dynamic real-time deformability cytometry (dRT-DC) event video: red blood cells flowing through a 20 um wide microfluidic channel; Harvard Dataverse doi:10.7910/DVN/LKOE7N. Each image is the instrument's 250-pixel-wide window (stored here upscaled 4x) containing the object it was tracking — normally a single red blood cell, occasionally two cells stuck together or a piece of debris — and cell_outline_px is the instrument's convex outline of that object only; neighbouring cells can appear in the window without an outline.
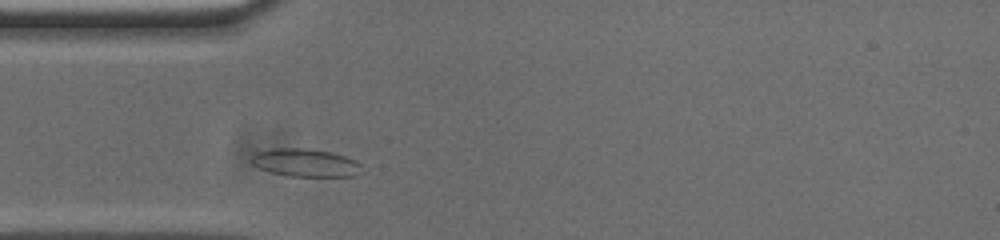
{"species": "common noctule bat (a hibernating species)", "species_latin": "Nyctalus noctula", "temperature_condition": "cold", "stored_images_in_passage": 32, "camera_frame_rate_fps": 3000, "um_per_image_px": 0.085, "animal": {"sex": "male", "body_mass_g": 20.0, "forearm_length_mm": 53.3}, "frame": {"image": 1, "passage_image": 4, "time_ms": 1.0, "image_size_px": [1000, 240], "cell_outline_px": [[364, 172], [356, 176], [288, 176], [272, 172], [260, 168], [252, 164], [252, 156], [256, 152], [276, 148], [308, 148], [332, 152], [356, 160], [360, 164]], "centroid_in_image_um": [26.02, 13.83], "position_along_channel_um": 59.0, "area_um2": 18.03}}
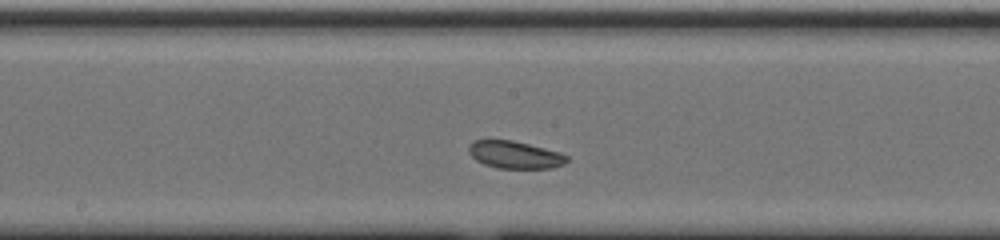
{"frame": {"image": 2, "passage_image": 16, "time_ms": 5.0, "image_size_px": [1000, 240], "cell_outline_px": [[568, 160], [564, 164], [552, 168], [496, 168], [484, 164], [476, 160], [468, 152], [468, 148], [472, 140], [512, 140], [560, 152], [568, 156]], "centroid_in_image_um": [43.75, 13.16], "position_along_channel_um": 204.4, "area_um2": 15.66}}
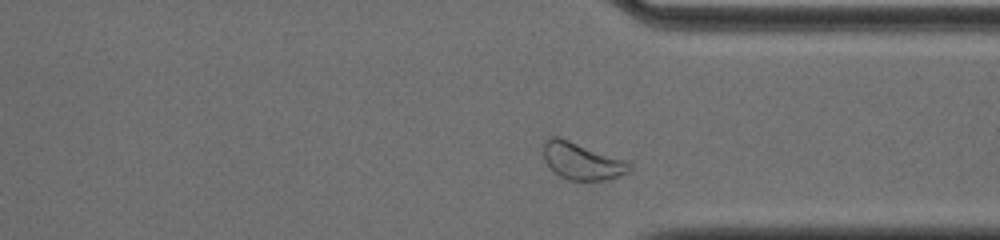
{"frame": {"image": 3, "passage_image": 29, "time_ms": 9.333, "image_size_px": [1000, 240], "cell_outline_px": [[632, 168], [628, 172], [604, 180], [568, 180], [560, 176], [544, 160], [544, 144], [548, 136], [560, 136], [624, 160], [632, 164]], "centroid_in_image_um": [49.44, 13.67], "position_along_channel_um": 362.0, "area_um2": 18.32}, "authors_computed_cell_mechanics": {"area_um2": 16.4441, "velocity_mm_per_s": 3.657, "shape_relaxation_time_tau1_ms": null, "shape_relaxation_time_tau2_ms": 1.8177, "deformation_change_tau1": null, "deformation_change_tau2": 0.0588}}